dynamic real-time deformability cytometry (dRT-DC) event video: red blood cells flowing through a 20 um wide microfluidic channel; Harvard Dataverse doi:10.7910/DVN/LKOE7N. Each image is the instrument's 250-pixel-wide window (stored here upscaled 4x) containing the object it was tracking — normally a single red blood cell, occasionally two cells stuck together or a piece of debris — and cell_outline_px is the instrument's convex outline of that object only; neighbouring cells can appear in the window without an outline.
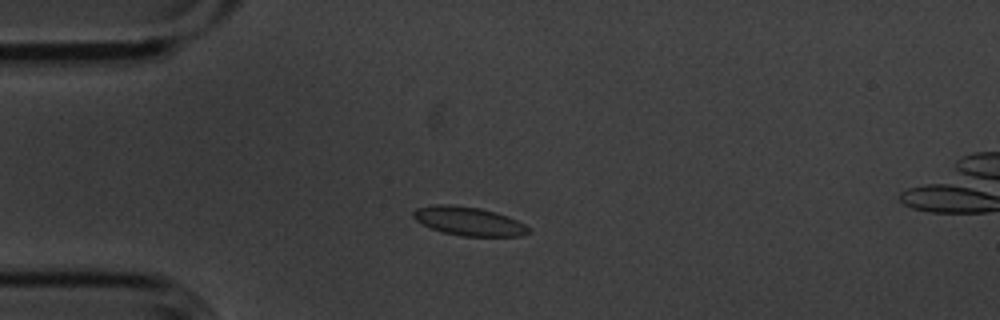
{"species": "common noctule bat (a hibernating species)", "species_latin": "Nyctalus noctula", "temperature_condition": "cold", "stored_images_in_passage": 4, "camera_frame_rate_fps": 3000, "um_per_image_px": 0.085, "animal": {"sex": "male", "body_mass_g": 20.1, "forearm_length_mm": 53.5}, "frame": {"image": 1, "passage_image": 3, "time_ms": 0.667, "image_size_px": [1000, 320], "cell_outline_px": [[532, 232], [520, 236], [464, 236], [444, 232], [432, 228], [416, 220], [412, 216], [412, 212], [416, 208], [436, 204], [448, 204], [480, 208], [496, 212], [508, 216], [524, 224]], "centroid_in_image_um": [39.85, 18.79], "position_along_channel_um": 45.1, "area_um2": 19.13}}